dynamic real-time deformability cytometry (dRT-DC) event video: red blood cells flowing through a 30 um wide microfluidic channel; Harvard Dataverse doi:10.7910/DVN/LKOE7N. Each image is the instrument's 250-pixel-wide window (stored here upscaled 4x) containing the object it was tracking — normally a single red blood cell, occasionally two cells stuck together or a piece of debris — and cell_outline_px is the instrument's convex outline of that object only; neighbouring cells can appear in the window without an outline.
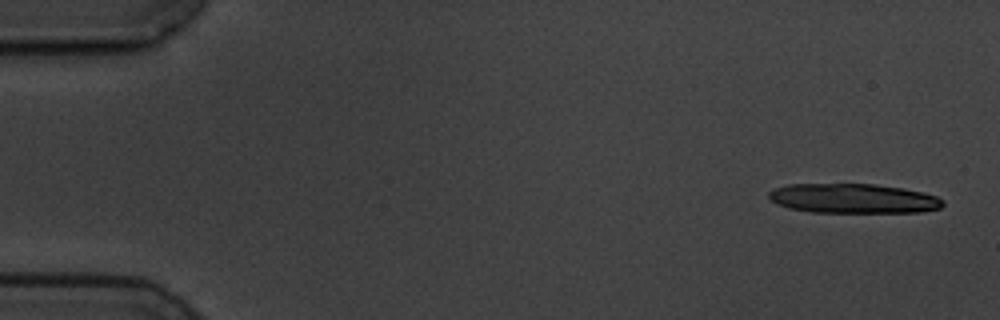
{"species": "common noctule bat (a hibernating species)", "species_latin": "Nyctalus noctula", "temperature_condition": "cold", "stored_images_in_passage": 4, "camera_frame_rate_fps": 3000, "um_per_image_px": 0.085, "animal": {"sex": "male", "body_mass_g": 19.5, "forearm_length_mm": 54.6}, "frame": {"image": 1, "passage_image": 1, "time_ms": 0.0, "image_size_px": [1000, 320], "cell_outline_px": [[944, 204], [940, 208], [924, 212], [812, 212], [788, 208], [776, 204], [768, 196], [768, 192], [776, 188], [788, 184], [876, 184], [904, 188], [924, 192], [936, 196], [944, 200]], "centroid_in_image_um": [72.56, 16.87], "position_along_channel_um": 12.4, "area_um2": 30.17}}